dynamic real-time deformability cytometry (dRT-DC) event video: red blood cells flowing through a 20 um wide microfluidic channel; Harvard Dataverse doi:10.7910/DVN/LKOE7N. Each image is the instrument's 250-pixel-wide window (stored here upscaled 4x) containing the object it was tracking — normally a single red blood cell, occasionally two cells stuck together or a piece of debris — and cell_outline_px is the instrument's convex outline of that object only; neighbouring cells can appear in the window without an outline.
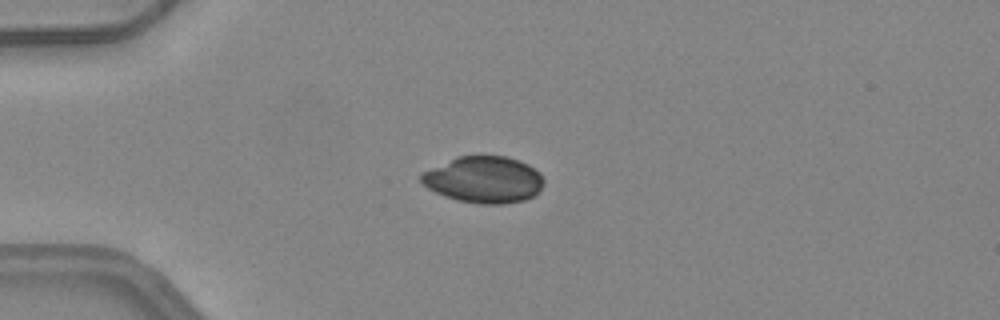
{"species": "common noctule bat (a hibernating species)", "species_latin": "Nyctalus noctula", "temperature_condition": "warm", "stored_images_in_passage": 37, "camera_frame_rate_fps": 3000, "um_per_image_px": 0.085, "animal": {"sex": "female", "body_mass_g": 24.6, "forearm_length_mm": 56.2}, "frame": {"image": 1, "passage_image": 1, "time_ms": 0.0, "image_size_px": [1000, 320], "cell_outline_px": [[544, 184], [532, 196], [524, 200], [504, 204], [480, 204], [456, 200], [444, 196], [428, 188], [420, 180], [420, 172], [456, 156], [508, 156], [520, 160], [528, 164], [540, 172], [544, 180]], "centroid_in_image_um": [41.11, 15.26], "position_along_channel_um": 43.9, "area_um2": 33.52}}
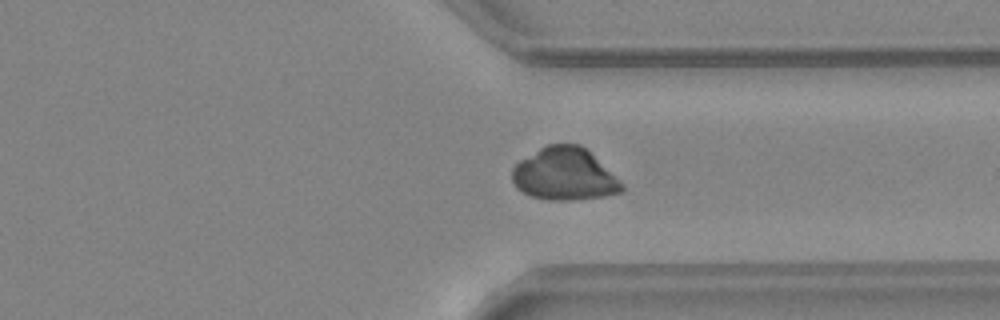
{"frame": {"image": 2, "passage_image": 26, "time_ms": 8.333, "image_size_px": [1000, 320], "cell_outline_px": [[624, 188], [620, 192], [604, 196], [572, 200], [548, 200], [532, 196], [516, 188], [512, 180], [512, 168], [520, 160], [540, 148], [548, 144], [580, 144], [624, 184]], "centroid_in_image_um": [47.96, 14.81], "position_along_channel_um": 363.4, "area_um2": 33.18}}
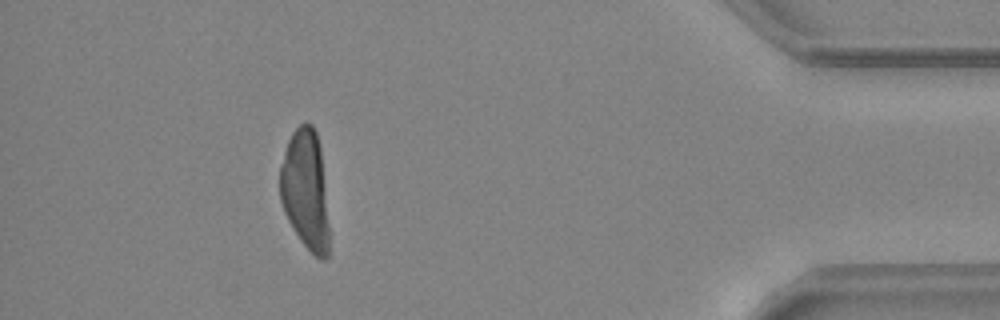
{"frame": {"image": 3, "passage_image": 33, "time_ms": 10.667, "image_size_px": [1000, 320], "cell_outline_px": [[328, 256], [324, 260], [320, 260], [300, 240], [288, 220], [284, 212], [280, 200], [280, 168], [284, 152], [288, 140], [292, 132], [304, 120], [308, 120], [312, 124], [316, 132], [320, 148], [328, 224]], "centroid_in_image_um": [25.94, 16.1], "position_along_channel_um": 409.3, "area_um2": 34.04}}